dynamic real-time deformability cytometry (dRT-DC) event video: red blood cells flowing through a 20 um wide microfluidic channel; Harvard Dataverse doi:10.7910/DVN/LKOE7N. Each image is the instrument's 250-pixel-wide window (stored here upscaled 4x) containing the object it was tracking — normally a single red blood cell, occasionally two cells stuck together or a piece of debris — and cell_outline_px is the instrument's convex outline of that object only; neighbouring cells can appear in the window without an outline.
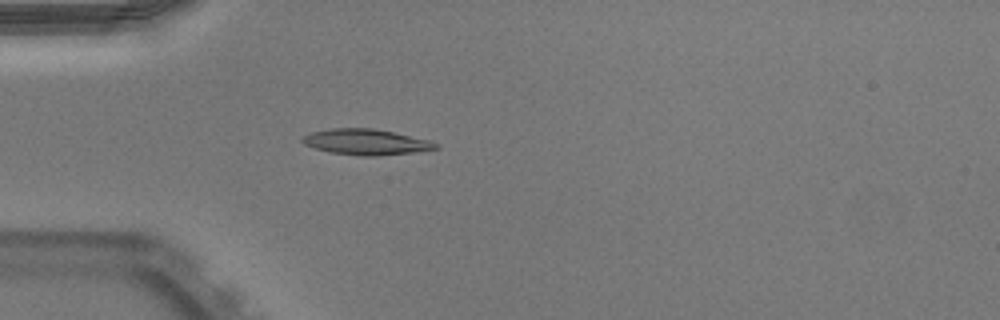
{"species": "Egyptian fruit bat (a non-hibernating species)", "species_latin": "Rousettus aegyptiacus", "temperature_condition": "warm", "stored_images_in_passage": 51, "camera_frame_rate_fps": 3000, "um_per_image_px": 0.085, "animal": {"sex": "male"}, "frame": {"image": 1, "passage_image": 15, "time_ms": 4.667, "image_size_px": [1000, 320], "cell_outline_px": [[440, 148], [412, 152], [376, 156], [364, 156], [332, 152], [316, 148], [304, 144], [300, 140], [300, 136], [308, 132], [332, 128], [372, 128], [432, 140], [440, 144]], "centroid_in_image_um": [31.1, 12.05], "position_along_channel_um": 53.9, "area_um2": 20.06}}
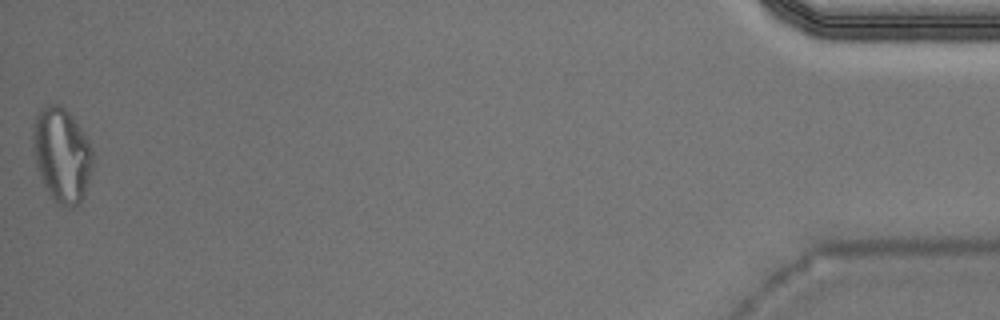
{"frame": {"image": 2, "passage_image": 51, "time_ms": 16.667, "image_size_px": [1000, 320], "cell_outline_px": [[92, 168], [84, 196], [80, 204], [72, 208], [68, 208], [56, 204], [44, 188], [36, 168], [32, 152], [32, 124], [40, 108], [48, 104], [60, 104], [72, 116], [88, 140], [92, 148]], "centroid_in_image_um": [5.21, 13.2], "position_along_channel_um": 430.0, "area_um2": 33.64}, "authors_computed_cell_mechanics": {"area_um2": 19.2474, "velocity_mm_per_s": 3.9614, "shape_relaxation_time_tau1_ms": 10.6778, "shape_relaxation_time_tau2_ms": 2.2862, "deformation_change_tau1": 0.3263, "deformation_change_tau2": 0.0972}}